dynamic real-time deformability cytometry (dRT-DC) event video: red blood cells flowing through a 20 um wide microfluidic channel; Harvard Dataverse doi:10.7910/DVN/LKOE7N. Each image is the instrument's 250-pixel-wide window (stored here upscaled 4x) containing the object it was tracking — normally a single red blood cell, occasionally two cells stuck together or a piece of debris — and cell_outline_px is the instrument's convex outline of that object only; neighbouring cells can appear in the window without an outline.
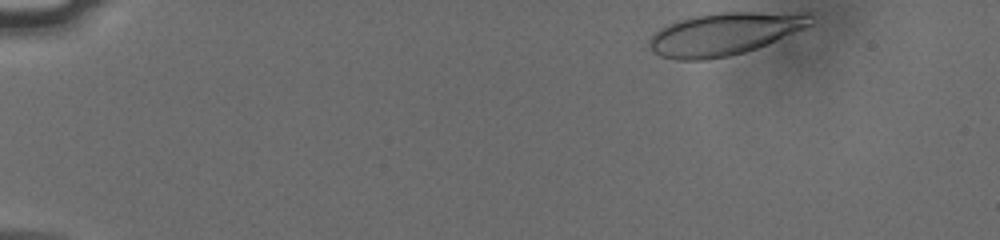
{"species": "human", "species_latin": "Homo sapiens", "temperature_condition": "cold", "stored_images_in_passage": 49, "camera_frame_rate_fps": 3000, "um_per_image_px": 0.085, "donor": {"sex": "male"}, "frame": {"image": 1, "passage_image": 1, "time_ms": 0.0, "image_size_px": [1000, 240], "cell_outline_px": [[812, 24], [804, 28], [776, 40], [756, 48], [744, 52], [728, 56], [704, 60], [676, 60], [660, 56], [652, 52], [648, 48], [648, 40], [660, 28], [676, 20], [692, 16], [720, 12], [808, 12], [812, 16]], "centroid_in_image_um": [61.54, 2.87], "position_along_channel_um": 23.5, "area_um2": 40.11}}
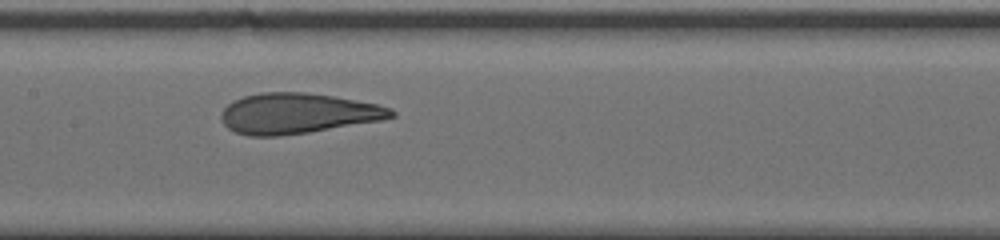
{"frame": {"image": 2, "passage_image": 23, "time_ms": 7.333, "image_size_px": [1000, 240], "cell_outline_px": [[396, 116], [380, 120], [308, 132], [276, 136], [248, 136], [236, 132], [228, 128], [224, 124], [220, 116], [220, 112], [232, 100], [244, 96], [260, 92], [304, 92], [332, 96], [376, 104], [392, 108], [396, 112]], "centroid_in_image_um": [25.25, 9.63], "position_along_channel_um": 182.1, "area_um2": 39.88}}
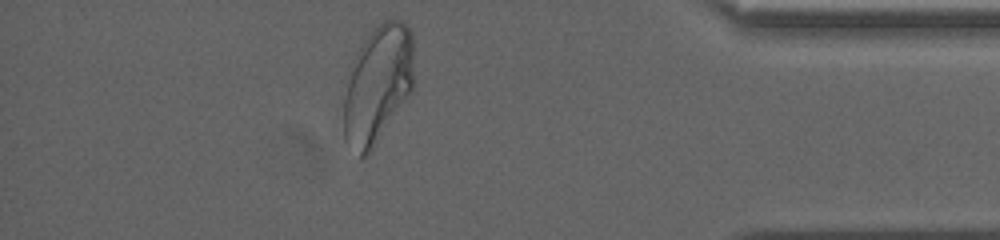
{"frame": {"image": 3, "passage_image": 43, "time_ms": 14.0, "image_size_px": [1000, 240], "cell_outline_px": [[412, 92], [372, 148], [364, 156], [360, 156], [344, 140], [344, 100], [352, 60], [368, 32], [372, 28], [384, 20], [404, 20], [412, 32]], "centroid_in_image_um": [32.1, 7.12], "position_along_channel_um": 403.1, "area_um2": 47.8}, "authors_computed_cell_mechanics": {"area_um2": 40.46, "velocity_mm_per_s": 3.7669, "shape_relaxation_time_tau1_ms": 6.6185, "shape_relaxation_time_tau2_ms": 1.0501, "deformation_change_tau1": 0.2204, "deformation_change_tau2": 0.0729}}